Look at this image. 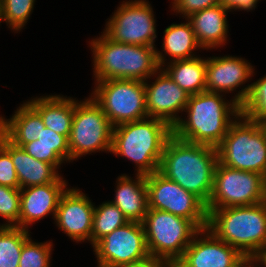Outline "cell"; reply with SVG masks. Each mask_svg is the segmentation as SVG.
Returning a JSON list of instances; mask_svg holds the SVG:
<instances>
[{
  "instance_id": "obj_25",
  "label": "cell",
  "mask_w": 266,
  "mask_h": 267,
  "mask_svg": "<svg viewBox=\"0 0 266 267\" xmlns=\"http://www.w3.org/2000/svg\"><path fill=\"white\" fill-rule=\"evenodd\" d=\"M31 157L53 164L57 169L62 163H70L69 140L67 136L55 133L45 127L38 140L26 143L22 147Z\"/></svg>"
},
{
  "instance_id": "obj_27",
  "label": "cell",
  "mask_w": 266,
  "mask_h": 267,
  "mask_svg": "<svg viewBox=\"0 0 266 267\" xmlns=\"http://www.w3.org/2000/svg\"><path fill=\"white\" fill-rule=\"evenodd\" d=\"M240 114L252 121L266 122V75L246 85L232 98Z\"/></svg>"
},
{
  "instance_id": "obj_17",
  "label": "cell",
  "mask_w": 266,
  "mask_h": 267,
  "mask_svg": "<svg viewBox=\"0 0 266 267\" xmlns=\"http://www.w3.org/2000/svg\"><path fill=\"white\" fill-rule=\"evenodd\" d=\"M241 256L237 249L205 228L194 236L181 259L187 267H229Z\"/></svg>"
},
{
  "instance_id": "obj_20",
  "label": "cell",
  "mask_w": 266,
  "mask_h": 267,
  "mask_svg": "<svg viewBox=\"0 0 266 267\" xmlns=\"http://www.w3.org/2000/svg\"><path fill=\"white\" fill-rule=\"evenodd\" d=\"M228 12L230 11L220 3L187 17L198 44L204 50L217 49L227 43L229 24L226 17Z\"/></svg>"
},
{
  "instance_id": "obj_33",
  "label": "cell",
  "mask_w": 266,
  "mask_h": 267,
  "mask_svg": "<svg viewBox=\"0 0 266 267\" xmlns=\"http://www.w3.org/2000/svg\"><path fill=\"white\" fill-rule=\"evenodd\" d=\"M171 2V11L179 13L186 19L196 12L220 4L221 0H172Z\"/></svg>"
},
{
  "instance_id": "obj_2",
  "label": "cell",
  "mask_w": 266,
  "mask_h": 267,
  "mask_svg": "<svg viewBox=\"0 0 266 267\" xmlns=\"http://www.w3.org/2000/svg\"><path fill=\"white\" fill-rule=\"evenodd\" d=\"M221 93L201 92L190 95L186 119L173 126V134L185 141L217 148L226 136L230 124L240 115V106Z\"/></svg>"
},
{
  "instance_id": "obj_32",
  "label": "cell",
  "mask_w": 266,
  "mask_h": 267,
  "mask_svg": "<svg viewBox=\"0 0 266 267\" xmlns=\"http://www.w3.org/2000/svg\"><path fill=\"white\" fill-rule=\"evenodd\" d=\"M20 189L0 185V216L7 223L0 226L19 227Z\"/></svg>"
},
{
  "instance_id": "obj_15",
  "label": "cell",
  "mask_w": 266,
  "mask_h": 267,
  "mask_svg": "<svg viewBox=\"0 0 266 267\" xmlns=\"http://www.w3.org/2000/svg\"><path fill=\"white\" fill-rule=\"evenodd\" d=\"M78 188H67L61 195L55 215V224L73 242L91 243L95 203Z\"/></svg>"
},
{
  "instance_id": "obj_21",
  "label": "cell",
  "mask_w": 266,
  "mask_h": 267,
  "mask_svg": "<svg viewBox=\"0 0 266 267\" xmlns=\"http://www.w3.org/2000/svg\"><path fill=\"white\" fill-rule=\"evenodd\" d=\"M127 174L118 176L115 197L111 201L129 221L143 222L148 210V197L145 175Z\"/></svg>"
},
{
  "instance_id": "obj_35",
  "label": "cell",
  "mask_w": 266,
  "mask_h": 267,
  "mask_svg": "<svg viewBox=\"0 0 266 267\" xmlns=\"http://www.w3.org/2000/svg\"><path fill=\"white\" fill-rule=\"evenodd\" d=\"M259 0H221V3L229 10H246L247 12L255 9ZM261 1V0H260Z\"/></svg>"
},
{
  "instance_id": "obj_31",
  "label": "cell",
  "mask_w": 266,
  "mask_h": 267,
  "mask_svg": "<svg viewBox=\"0 0 266 267\" xmlns=\"http://www.w3.org/2000/svg\"><path fill=\"white\" fill-rule=\"evenodd\" d=\"M52 248L50 241L39 243L29 237L23 244L19 267H51Z\"/></svg>"
},
{
  "instance_id": "obj_5",
  "label": "cell",
  "mask_w": 266,
  "mask_h": 267,
  "mask_svg": "<svg viewBox=\"0 0 266 267\" xmlns=\"http://www.w3.org/2000/svg\"><path fill=\"white\" fill-rule=\"evenodd\" d=\"M207 228L242 255L256 257L266 246V201L213 209Z\"/></svg>"
},
{
  "instance_id": "obj_3",
  "label": "cell",
  "mask_w": 266,
  "mask_h": 267,
  "mask_svg": "<svg viewBox=\"0 0 266 267\" xmlns=\"http://www.w3.org/2000/svg\"><path fill=\"white\" fill-rule=\"evenodd\" d=\"M89 43L93 53L95 80L128 79L145 82L161 68L156 47L119 43L111 40L104 32Z\"/></svg>"
},
{
  "instance_id": "obj_7",
  "label": "cell",
  "mask_w": 266,
  "mask_h": 267,
  "mask_svg": "<svg viewBox=\"0 0 266 267\" xmlns=\"http://www.w3.org/2000/svg\"><path fill=\"white\" fill-rule=\"evenodd\" d=\"M90 97L75 99V110L69 140L70 162L83 155L111 152L114 126L101 106Z\"/></svg>"
},
{
  "instance_id": "obj_19",
  "label": "cell",
  "mask_w": 266,
  "mask_h": 267,
  "mask_svg": "<svg viewBox=\"0 0 266 267\" xmlns=\"http://www.w3.org/2000/svg\"><path fill=\"white\" fill-rule=\"evenodd\" d=\"M0 145L11 155L19 181V189L56 182L62 175L53 164L37 160L10 142L0 132Z\"/></svg>"
},
{
  "instance_id": "obj_39",
  "label": "cell",
  "mask_w": 266,
  "mask_h": 267,
  "mask_svg": "<svg viewBox=\"0 0 266 267\" xmlns=\"http://www.w3.org/2000/svg\"><path fill=\"white\" fill-rule=\"evenodd\" d=\"M260 265V266H259ZM266 267V246L256 256V267Z\"/></svg>"
},
{
  "instance_id": "obj_11",
  "label": "cell",
  "mask_w": 266,
  "mask_h": 267,
  "mask_svg": "<svg viewBox=\"0 0 266 267\" xmlns=\"http://www.w3.org/2000/svg\"><path fill=\"white\" fill-rule=\"evenodd\" d=\"M148 209L172 213L191 220L200 230L208 226L206 205L193 193L159 171L146 175Z\"/></svg>"
},
{
  "instance_id": "obj_29",
  "label": "cell",
  "mask_w": 266,
  "mask_h": 267,
  "mask_svg": "<svg viewBox=\"0 0 266 267\" xmlns=\"http://www.w3.org/2000/svg\"><path fill=\"white\" fill-rule=\"evenodd\" d=\"M129 220L111 201H105L94 207L91 244L92 246L105 235L124 226Z\"/></svg>"
},
{
  "instance_id": "obj_10",
  "label": "cell",
  "mask_w": 266,
  "mask_h": 267,
  "mask_svg": "<svg viewBox=\"0 0 266 267\" xmlns=\"http://www.w3.org/2000/svg\"><path fill=\"white\" fill-rule=\"evenodd\" d=\"M266 201V178L259 173L216 165L207 213L231 206H250Z\"/></svg>"
},
{
  "instance_id": "obj_40",
  "label": "cell",
  "mask_w": 266,
  "mask_h": 267,
  "mask_svg": "<svg viewBox=\"0 0 266 267\" xmlns=\"http://www.w3.org/2000/svg\"><path fill=\"white\" fill-rule=\"evenodd\" d=\"M261 126L263 127V130L265 132V138H266V122H261Z\"/></svg>"
},
{
  "instance_id": "obj_18",
  "label": "cell",
  "mask_w": 266,
  "mask_h": 267,
  "mask_svg": "<svg viewBox=\"0 0 266 267\" xmlns=\"http://www.w3.org/2000/svg\"><path fill=\"white\" fill-rule=\"evenodd\" d=\"M254 66L242 57L222 56L206 59V91L233 93L254 75ZM240 85V86H239Z\"/></svg>"
},
{
  "instance_id": "obj_4",
  "label": "cell",
  "mask_w": 266,
  "mask_h": 267,
  "mask_svg": "<svg viewBox=\"0 0 266 267\" xmlns=\"http://www.w3.org/2000/svg\"><path fill=\"white\" fill-rule=\"evenodd\" d=\"M173 134L165 121L147 117L114 126L111 152L136 163L135 174L149 175L159 170L165 144Z\"/></svg>"
},
{
  "instance_id": "obj_34",
  "label": "cell",
  "mask_w": 266,
  "mask_h": 267,
  "mask_svg": "<svg viewBox=\"0 0 266 267\" xmlns=\"http://www.w3.org/2000/svg\"><path fill=\"white\" fill-rule=\"evenodd\" d=\"M0 185L19 189V181L11 155L0 145Z\"/></svg>"
},
{
  "instance_id": "obj_24",
  "label": "cell",
  "mask_w": 266,
  "mask_h": 267,
  "mask_svg": "<svg viewBox=\"0 0 266 267\" xmlns=\"http://www.w3.org/2000/svg\"><path fill=\"white\" fill-rule=\"evenodd\" d=\"M162 52L157 50V60L162 68L165 65L166 55L170 56V62L197 57L195 49H203L196 40L195 32L186 18V23H172L164 30ZM165 56H164V53ZM163 53V54H162Z\"/></svg>"
},
{
  "instance_id": "obj_28",
  "label": "cell",
  "mask_w": 266,
  "mask_h": 267,
  "mask_svg": "<svg viewBox=\"0 0 266 267\" xmlns=\"http://www.w3.org/2000/svg\"><path fill=\"white\" fill-rule=\"evenodd\" d=\"M30 230L16 226H0V267H19L23 244Z\"/></svg>"
},
{
  "instance_id": "obj_8",
  "label": "cell",
  "mask_w": 266,
  "mask_h": 267,
  "mask_svg": "<svg viewBox=\"0 0 266 267\" xmlns=\"http://www.w3.org/2000/svg\"><path fill=\"white\" fill-rule=\"evenodd\" d=\"M142 224L149 254L156 259L182 258L200 231L191 220L156 209L147 210Z\"/></svg>"
},
{
  "instance_id": "obj_38",
  "label": "cell",
  "mask_w": 266,
  "mask_h": 267,
  "mask_svg": "<svg viewBox=\"0 0 266 267\" xmlns=\"http://www.w3.org/2000/svg\"><path fill=\"white\" fill-rule=\"evenodd\" d=\"M158 263H159V259H156L150 256L143 261L132 263L129 265L120 266V267H158Z\"/></svg>"
},
{
  "instance_id": "obj_6",
  "label": "cell",
  "mask_w": 266,
  "mask_h": 267,
  "mask_svg": "<svg viewBox=\"0 0 266 267\" xmlns=\"http://www.w3.org/2000/svg\"><path fill=\"white\" fill-rule=\"evenodd\" d=\"M217 152L220 164L266 178V138L260 122L240 114L230 124Z\"/></svg>"
},
{
  "instance_id": "obj_16",
  "label": "cell",
  "mask_w": 266,
  "mask_h": 267,
  "mask_svg": "<svg viewBox=\"0 0 266 267\" xmlns=\"http://www.w3.org/2000/svg\"><path fill=\"white\" fill-rule=\"evenodd\" d=\"M68 182L61 176L56 182L20 189L19 227L29 226L49 214L55 219L61 195L68 188Z\"/></svg>"
},
{
  "instance_id": "obj_14",
  "label": "cell",
  "mask_w": 266,
  "mask_h": 267,
  "mask_svg": "<svg viewBox=\"0 0 266 267\" xmlns=\"http://www.w3.org/2000/svg\"><path fill=\"white\" fill-rule=\"evenodd\" d=\"M154 76V82H144L148 117L161 119L173 128L182 117L178 113L184 112L190 94L181 89L162 68L152 78Z\"/></svg>"
},
{
  "instance_id": "obj_23",
  "label": "cell",
  "mask_w": 266,
  "mask_h": 267,
  "mask_svg": "<svg viewBox=\"0 0 266 267\" xmlns=\"http://www.w3.org/2000/svg\"><path fill=\"white\" fill-rule=\"evenodd\" d=\"M44 128L40 114L27 101L16 109L10 119L0 117V132L19 147L38 140Z\"/></svg>"
},
{
  "instance_id": "obj_1",
  "label": "cell",
  "mask_w": 266,
  "mask_h": 267,
  "mask_svg": "<svg viewBox=\"0 0 266 267\" xmlns=\"http://www.w3.org/2000/svg\"><path fill=\"white\" fill-rule=\"evenodd\" d=\"M217 163V148L172 134L165 144L158 171L207 205Z\"/></svg>"
},
{
  "instance_id": "obj_9",
  "label": "cell",
  "mask_w": 266,
  "mask_h": 267,
  "mask_svg": "<svg viewBox=\"0 0 266 267\" xmlns=\"http://www.w3.org/2000/svg\"><path fill=\"white\" fill-rule=\"evenodd\" d=\"M92 98L113 126L148 117L145 83L140 80H95Z\"/></svg>"
},
{
  "instance_id": "obj_12",
  "label": "cell",
  "mask_w": 266,
  "mask_h": 267,
  "mask_svg": "<svg viewBox=\"0 0 266 267\" xmlns=\"http://www.w3.org/2000/svg\"><path fill=\"white\" fill-rule=\"evenodd\" d=\"M146 0L123 1L105 23L104 33L123 44L155 46L156 20Z\"/></svg>"
},
{
  "instance_id": "obj_37",
  "label": "cell",
  "mask_w": 266,
  "mask_h": 267,
  "mask_svg": "<svg viewBox=\"0 0 266 267\" xmlns=\"http://www.w3.org/2000/svg\"><path fill=\"white\" fill-rule=\"evenodd\" d=\"M158 267H187L181 258L159 259Z\"/></svg>"
},
{
  "instance_id": "obj_30",
  "label": "cell",
  "mask_w": 266,
  "mask_h": 267,
  "mask_svg": "<svg viewBox=\"0 0 266 267\" xmlns=\"http://www.w3.org/2000/svg\"><path fill=\"white\" fill-rule=\"evenodd\" d=\"M34 4L35 0H0V21H5L13 32H20L28 22Z\"/></svg>"
},
{
  "instance_id": "obj_36",
  "label": "cell",
  "mask_w": 266,
  "mask_h": 267,
  "mask_svg": "<svg viewBox=\"0 0 266 267\" xmlns=\"http://www.w3.org/2000/svg\"><path fill=\"white\" fill-rule=\"evenodd\" d=\"M229 267H256V257L242 255L235 263Z\"/></svg>"
},
{
  "instance_id": "obj_26",
  "label": "cell",
  "mask_w": 266,
  "mask_h": 267,
  "mask_svg": "<svg viewBox=\"0 0 266 267\" xmlns=\"http://www.w3.org/2000/svg\"><path fill=\"white\" fill-rule=\"evenodd\" d=\"M165 63L169 65L162 69L181 89L190 95L206 91V59L197 56Z\"/></svg>"
},
{
  "instance_id": "obj_13",
  "label": "cell",
  "mask_w": 266,
  "mask_h": 267,
  "mask_svg": "<svg viewBox=\"0 0 266 267\" xmlns=\"http://www.w3.org/2000/svg\"><path fill=\"white\" fill-rule=\"evenodd\" d=\"M92 247L97 258V267H120L150 257L144 226L136 221H129L115 229Z\"/></svg>"
},
{
  "instance_id": "obj_22",
  "label": "cell",
  "mask_w": 266,
  "mask_h": 267,
  "mask_svg": "<svg viewBox=\"0 0 266 267\" xmlns=\"http://www.w3.org/2000/svg\"><path fill=\"white\" fill-rule=\"evenodd\" d=\"M41 116L45 127L69 138L75 98L61 95L35 97L27 101Z\"/></svg>"
}]
</instances>
